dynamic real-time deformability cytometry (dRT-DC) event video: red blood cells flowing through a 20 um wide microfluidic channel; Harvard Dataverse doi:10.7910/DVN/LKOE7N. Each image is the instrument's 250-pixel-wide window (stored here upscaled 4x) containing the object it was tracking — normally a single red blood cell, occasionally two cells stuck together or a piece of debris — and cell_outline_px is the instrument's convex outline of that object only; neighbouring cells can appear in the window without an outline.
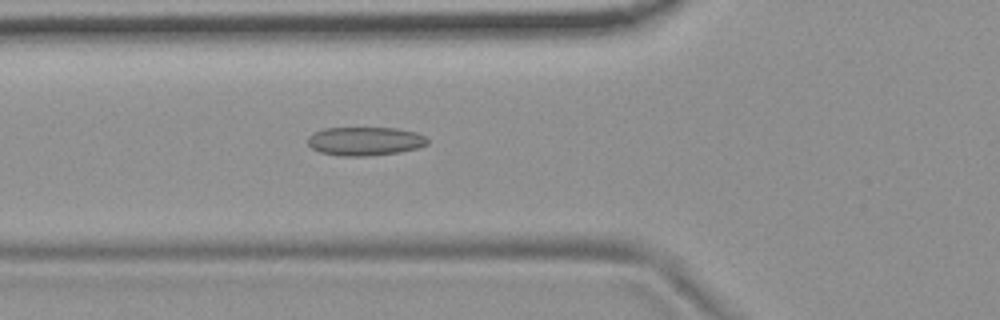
{"species": "common noctule bat (a hibernating species)", "species_latin": "Nyctalus noctula", "temperature_condition": "room temperature", "stored_images_in_passage": 44, "camera_frame_rate_fps": 3000, "um_per_image_px": 0.085, "animal": {"sex": "female", "body_mass_g": 19.9}, "frame": {"image": 1, "passage_image": 13, "time_ms": 4.0, "image_size_px": [1000, 320], "cell_outline_px": [[428, 144], [420, 148], [400, 152], [368, 156], [340, 156], [320, 152], [312, 148], [308, 144], [308, 136], [312, 132], [324, 128], [396, 128], [416, 132], [424, 136], [428, 140]], "centroid_in_image_um": [31.02, 12.0], "position_along_channel_um": 94.8, "area_um2": 20.17}}
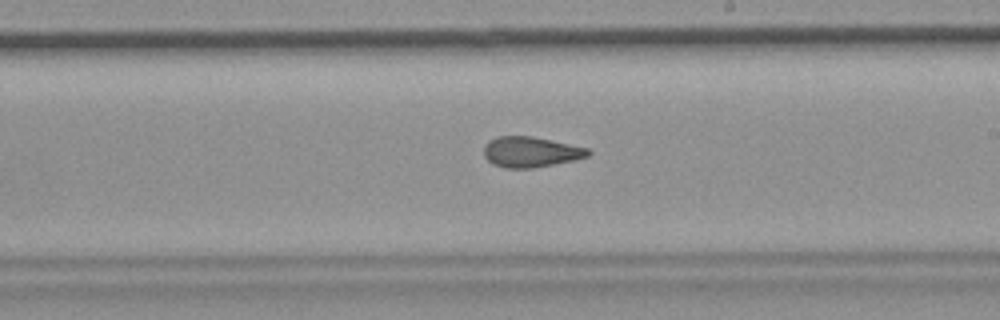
{"frame": {"image": 2, "passage_image": 25, "time_ms": 8.0, "image_size_px": [1000, 320], "cell_outline_px": [[592, 152], [588, 156], [576, 160], [532, 168], [508, 168], [492, 164], [484, 156], [484, 148], [496, 136], [532, 136], [588, 148]], "centroid_in_image_um": [45.14, 12.92], "position_along_channel_um": 243.9, "area_um2": 18.38}}
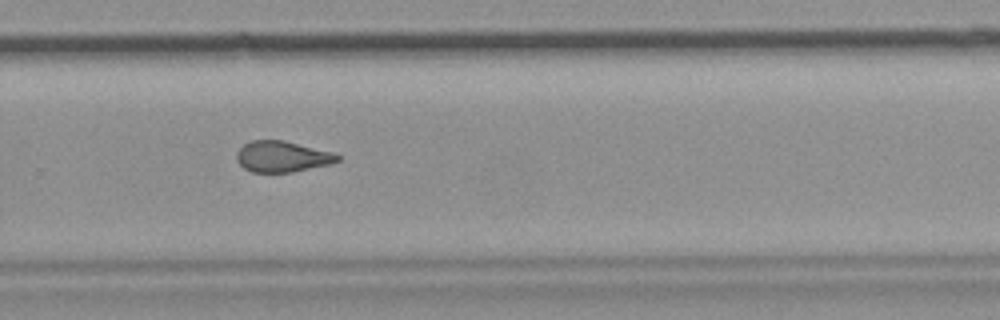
{"frame": {"image": 3, "passage_image": 30, "time_ms": 9.667, "image_size_px": [1000, 320], "cell_outline_px": [[340, 160], [332, 164], [292, 172], [252, 172], [244, 168], [236, 160], [236, 152], [244, 144], [252, 140], [284, 140], [336, 152], [340, 156]], "centroid_in_image_um": [24.03, 13.3], "position_along_channel_um": 305.8, "area_um2": 18.5}}